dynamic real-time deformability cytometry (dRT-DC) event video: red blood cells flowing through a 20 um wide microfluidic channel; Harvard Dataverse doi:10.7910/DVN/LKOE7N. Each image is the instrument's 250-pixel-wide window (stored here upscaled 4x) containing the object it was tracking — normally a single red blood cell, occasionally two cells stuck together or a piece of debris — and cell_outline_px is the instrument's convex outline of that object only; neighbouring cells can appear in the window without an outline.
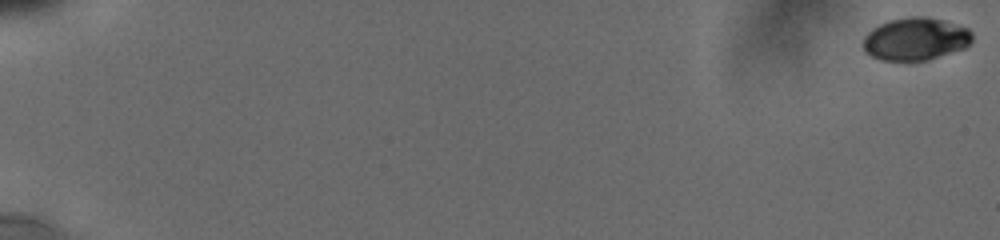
{"species": "human", "species_latin": "Homo sapiens", "temperature_condition": "cold", "stored_images_in_passage": 23, "camera_frame_rate_fps": 3000, "um_per_image_px": 0.085, "donor": {"sex": "male"}, "frame": {"image": 1, "passage_image": 1, "time_ms": 0.0, "image_size_px": [1000, 240], "cell_outline_px": [[972, 40], [964, 48], [928, 60], [908, 64], [880, 60], [872, 56], [864, 48], [864, 36], [872, 28], [880, 24], [892, 20], [908, 16], [924, 16], [944, 20], [968, 28], [972, 32]], "centroid_in_image_um": [77.82, 3.35], "position_along_channel_um": 7.2, "area_um2": 27.63}}
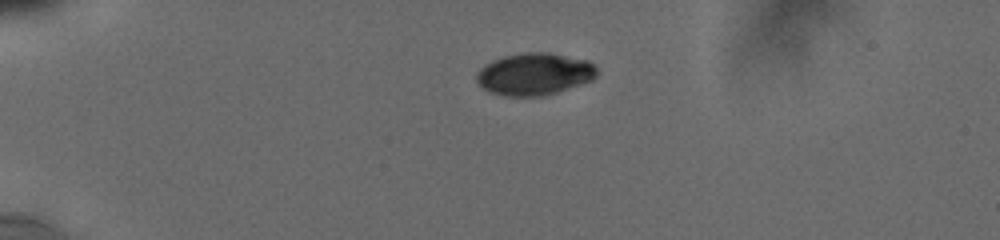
{"frame": {"image": 2, "passage_image": 16, "time_ms": 5.0, "image_size_px": [1000, 240], "cell_outline_px": [[596, 76], [592, 80], [544, 96], [504, 96], [488, 92], [476, 80], [476, 72], [480, 68], [492, 60], [504, 56], [528, 52], [548, 52], [588, 60], [596, 68]], "centroid_in_image_um": [45.4, 6.29], "position_along_channel_um": 39.6, "area_um2": 29.48}}